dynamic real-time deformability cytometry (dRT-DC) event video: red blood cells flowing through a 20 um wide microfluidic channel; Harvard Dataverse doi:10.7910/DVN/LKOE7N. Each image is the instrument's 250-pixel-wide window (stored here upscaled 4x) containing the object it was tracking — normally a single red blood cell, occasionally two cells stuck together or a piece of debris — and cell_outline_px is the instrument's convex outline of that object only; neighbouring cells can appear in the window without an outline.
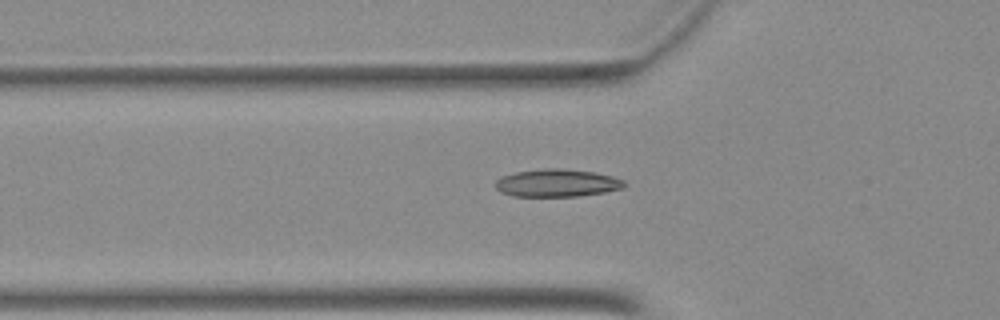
{"species": "Egyptian fruit bat (a non-hibernating species)", "species_latin": "Rousettus aegyptiacus", "temperature_condition": "warm", "stored_images_in_passage": 48, "camera_frame_rate_fps": 3000, "um_per_image_px": 0.085, "animal": {"sex": "female"}, "frame": {"image": 1, "passage_image": 16, "time_ms": 5.0, "image_size_px": [1000, 320], "cell_outline_px": [[628, 184], [624, 188], [604, 192], [580, 196], [512, 196], [500, 192], [496, 188], [496, 180], [500, 176], [516, 172], [544, 168], [560, 168], [596, 172], [612, 176], [624, 180]], "centroid_in_image_um": [47.37, 15.55], "position_along_channel_um": 78.4, "area_um2": 20.98}}
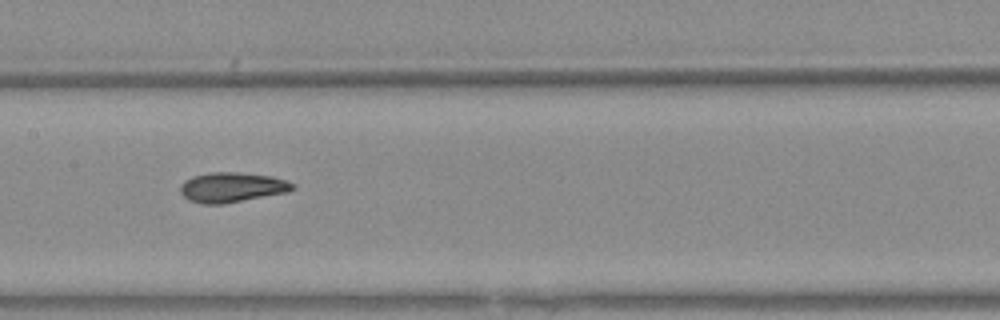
{"frame": {"image": 2, "passage_image": 24, "time_ms": 7.667, "image_size_px": [1000, 320], "cell_outline_px": [[296, 188], [288, 192], [224, 204], [200, 204], [188, 200], [180, 192], [180, 184], [184, 180], [192, 176], [208, 172], [236, 172], [272, 176], [296, 184]], "centroid_in_image_um": [19.69, 15.92], "position_along_channel_um": 187.7, "area_um2": 19.83}}
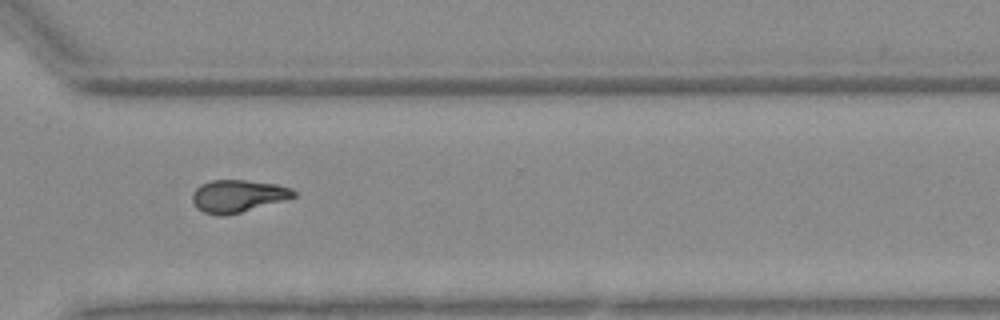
{"frame": {"image": 3, "passage_image": 36, "time_ms": 11.667, "image_size_px": [1000, 320], "cell_outline_px": [[296, 196], [240, 212], [224, 216], [220, 216], [204, 212], [196, 208], [192, 200], [192, 192], [200, 184], [212, 180], [244, 180], [276, 184], [292, 188], [296, 192]], "centroid_in_image_um": [20.17, 16.65], "position_along_channel_um": 350.4, "area_um2": 18.96}}